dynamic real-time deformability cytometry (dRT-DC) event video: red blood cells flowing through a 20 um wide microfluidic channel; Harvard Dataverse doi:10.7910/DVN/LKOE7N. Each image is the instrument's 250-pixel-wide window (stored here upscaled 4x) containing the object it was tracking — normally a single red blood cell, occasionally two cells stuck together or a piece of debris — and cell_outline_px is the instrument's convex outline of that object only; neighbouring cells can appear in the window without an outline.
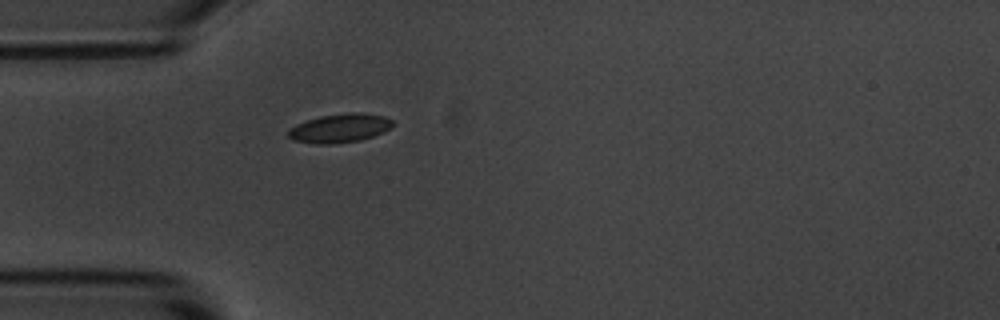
{"species": "common noctule bat (a hibernating species)", "species_latin": "Nyctalus noctula", "temperature_condition": "room temperature", "stored_images_in_passage": 2, "camera_frame_rate_fps": 3000, "um_per_image_px": 0.085, "animal": {"sex": "male", "body_mass_g": 20.1, "forearm_length_mm": 53.5}, "frame": {"image": 1, "passage_image": 2, "time_ms": 0.333, "image_size_px": [1000, 320], "cell_outline_px": [[392, 128], [384, 132], [360, 140], [332, 144], [316, 144], [292, 140], [288, 136], [288, 128], [296, 124], [320, 116], [352, 112], [360, 112], [384, 116], [392, 120]], "centroid_in_image_um": [28.87, 10.89], "position_along_channel_um": 56.1, "area_um2": 17.57}}